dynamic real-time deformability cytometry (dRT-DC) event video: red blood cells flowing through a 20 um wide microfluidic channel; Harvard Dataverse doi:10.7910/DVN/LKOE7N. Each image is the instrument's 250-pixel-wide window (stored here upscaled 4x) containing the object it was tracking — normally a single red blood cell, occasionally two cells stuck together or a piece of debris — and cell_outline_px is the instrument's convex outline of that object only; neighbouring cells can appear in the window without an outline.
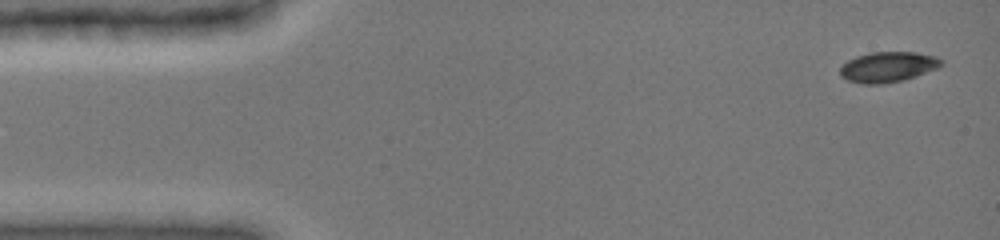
{"species": "common noctule bat (a hibernating species)", "species_latin": "Nyctalus noctula", "temperature_condition": "cold", "stored_images_in_passage": 7, "camera_frame_rate_fps": 3000, "um_per_image_px": 0.085, "animal": {"sex": "female", "body_mass_g": 19.0, "forearm_length_mm": 51.5}, "frame": {"image": 1, "passage_image": 1, "time_ms": 0.0, "image_size_px": [1000, 240], "cell_outline_px": [[944, 64], [936, 68], [916, 76], [904, 80], [880, 84], [864, 84], [848, 80], [840, 76], [840, 68], [848, 60], [856, 56], [872, 52], [916, 52], [936, 56], [944, 60]], "centroid_in_image_um": [75.49, 5.68], "position_along_channel_um": 9.5, "area_um2": 17.92}}
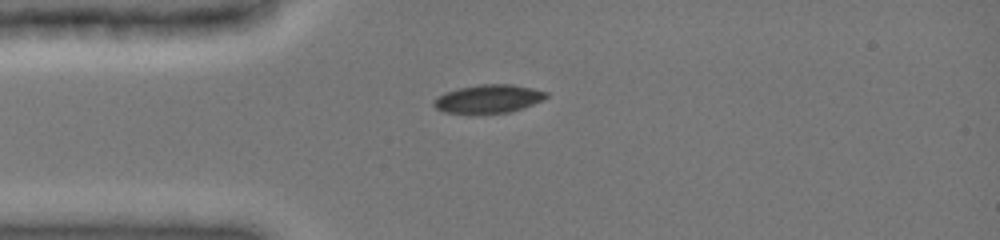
{"frame": {"image": 2, "passage_image": 6, "time_ms": 3.333, "image_size_px": [1000, 240], "cell_outline_px": [[548, 96], [532, 104], [508, 112], [444, 112], [436, 108], [432, 104], [432, 100], [436, 96], [444, 92], [460, 88], [480, 84], [512, 84], [532, 88], [548, 92]], "centroid_in_image_um": [41.47, 8.37], "position_along_channel_um": 43.5, "area_um2": 18.15}}